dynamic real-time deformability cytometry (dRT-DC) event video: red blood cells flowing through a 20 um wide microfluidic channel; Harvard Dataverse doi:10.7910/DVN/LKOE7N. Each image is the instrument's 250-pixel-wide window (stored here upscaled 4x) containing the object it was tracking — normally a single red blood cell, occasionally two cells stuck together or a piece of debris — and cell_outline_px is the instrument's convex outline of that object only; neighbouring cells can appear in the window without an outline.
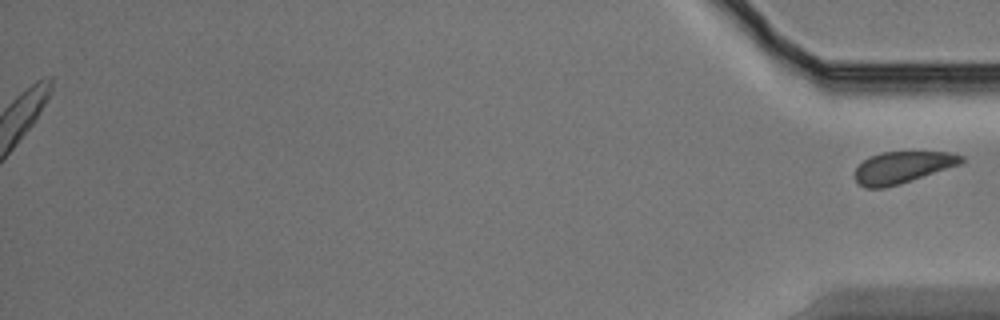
{"species": "Egyptian fruit bat (a non-hibernating species)", "species_latin": "Rousettus aegyptiacus", "temperature_condition": "warm", "stored_images_in_passage": 46, "segment_of_instrument_passage": [2, 2], "camera_frame_rate_fps": 3000, "um_per_image_px": 0.085, "animal": {"sex": "male"}, "frame": {"image": 1, "passage_image": 46, "time_ms": 15.0, "image_size_px": [1000, 320], "cell_outline_px": [[964, 160], [960, 164], [900, 184], [884, 188], [864, 188], [852, 176], [856, 168], [868, 156], [880, 152], [952, 152], [964, 156]], "centroid_in_image_um": [76.67, 14.22], "position_along_channel_um": 358.5, "area_um2": 19.77}}